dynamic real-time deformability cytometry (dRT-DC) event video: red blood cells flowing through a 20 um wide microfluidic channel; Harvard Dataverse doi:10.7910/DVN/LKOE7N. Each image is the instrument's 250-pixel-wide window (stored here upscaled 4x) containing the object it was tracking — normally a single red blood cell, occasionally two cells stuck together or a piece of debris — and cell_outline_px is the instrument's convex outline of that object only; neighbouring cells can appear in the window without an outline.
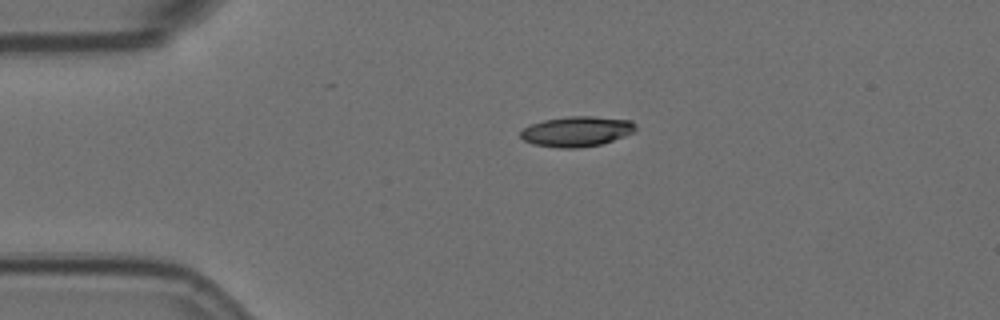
{"species": "Egyptian fruit bat (a non-hibernating species)", "species_latin": "Rousettus aegyptiacus", "temperature_condition": "room temperature", "stored_images_in_passage": 2, "camera_frame_rate_fps": 3000, "um_per_image_px": 0.085, "animal": {"sex": "female"}, "frame": {"image": 1, "passage_image": 1, "time_ms": 0.0, "image_size_px": [1000, 320], "cell_outline_px": [[636, 132], [600, 144], [576, 148], [560, 148], [532, 144], [524, 140], [520, 136], [520, 132], [528, 124], [544, 120], [568, 116], [592, 116], [632, 120], [636, 124]], "centroid_in_image_um": [49.02, 11.16], "position_along_channel_um": 36.0, "area_um2": 20.35}}
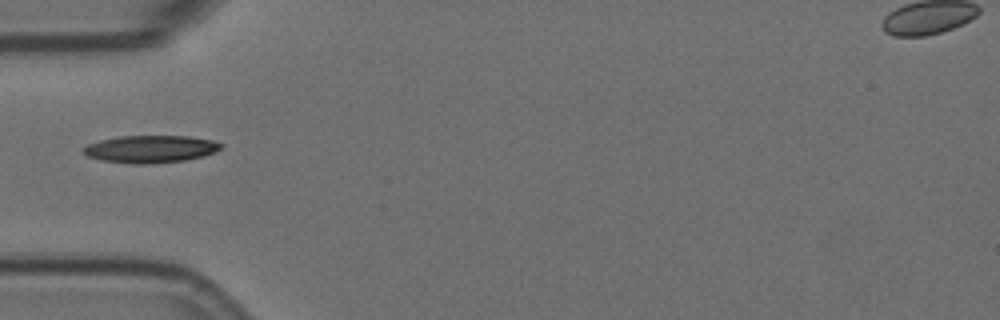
{"frame": {"image": 2, "passage_image": 2, "time_ms": 0.333, "image_size_px": [1000, 320], "cell_outline_px": [[224, 144], [220, 148], [204, 156], [184, 160], [144, 164], [132, 164], [100, 160], [88, 156], [84, 152], [84, 148], [88, 144], [100, 140], [120, 136], [188, 136], [212, 140]], "centroid_in_image_um": [12.79, 12.66], "position_along_channel_um": 72.2, "area_um2": 21.73}}